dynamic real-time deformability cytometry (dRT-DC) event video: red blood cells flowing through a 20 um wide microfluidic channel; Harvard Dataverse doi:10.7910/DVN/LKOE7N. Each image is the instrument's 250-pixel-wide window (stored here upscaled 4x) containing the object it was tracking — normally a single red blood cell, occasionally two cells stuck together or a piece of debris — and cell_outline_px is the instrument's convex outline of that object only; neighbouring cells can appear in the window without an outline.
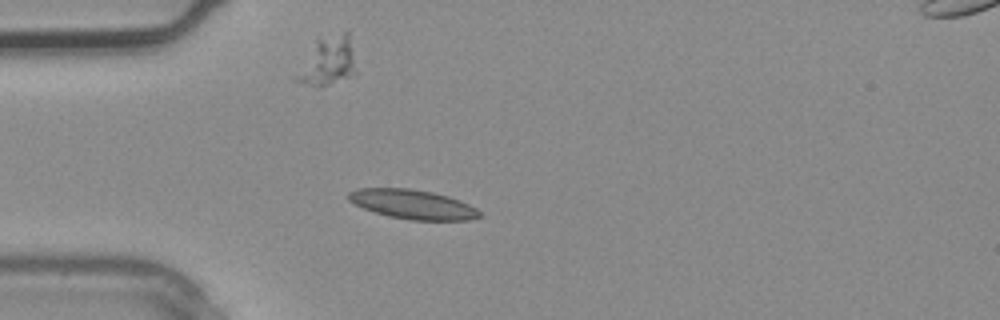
{"species": "common noctule bat (a hibernating species)", "species_latin": "Nyctalus noctula", "temperature_condition": "warm", "stored_images_in_passage": 2, "camera_frame_rate_fps": 3000, "um_per_image_px": 0.085, "animal": {"sex": "male", "body_mass_g": 20.4}, "frame": {"image": 1, "passage_image": 2, "time_ms": 0.333, "image_size_px": [1000, 320], "cell_outline_px": [[480, 216], [468, 220], [408, 220], [388, 216], [364, 208], [348, 200], [348, 192], [356, 188], [408, 188], [432, 192], [448, 196], [460, 200], [476, 208], [480, 212]], "centroid_in_image_um": [35.06, 17.36], "position_along_channel_um": 49.9, "area_um2": 22.31}}